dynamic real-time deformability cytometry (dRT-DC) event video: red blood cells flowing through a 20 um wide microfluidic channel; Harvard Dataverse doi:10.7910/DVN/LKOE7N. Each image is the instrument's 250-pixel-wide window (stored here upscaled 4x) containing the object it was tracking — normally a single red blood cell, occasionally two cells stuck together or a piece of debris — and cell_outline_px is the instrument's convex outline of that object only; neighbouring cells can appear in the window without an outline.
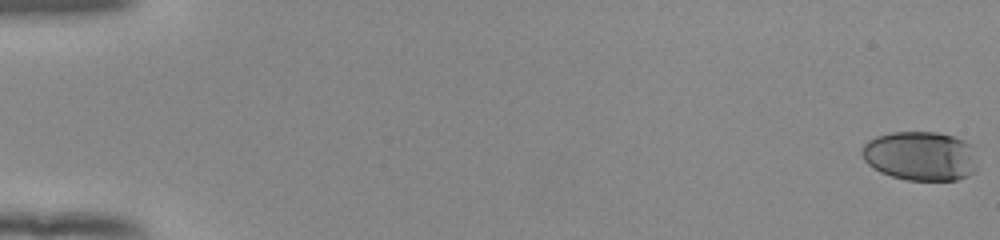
{"species": "human", "species_latin": "Homo sapiens", "temperature_condition": "room temperature", "stored_images_in_passage": 55, "camera_frame_rate_fps": 3000, "um_per_image_px": 0.085, "donor": {"sex": "female"}, "frame": {"image": 1, "passage_image": 1, "time_ms": 0.0, "image_size_px": [1000, 240], "cell_outline_px": [[976, 172], [968, 176], [956, 180], [908, 180], [892, 176], [880, 172], [872, 168], [864, 160], [860, 152], [860, 148], [868, 140], [876, 136], [892, 132], [936, 132], [952, 136], [964, 140], [972, 144], [976, 164]], "centroid_in_image_um": [78.22, 13.26], "position_along_channel_um": 6.8, "area_um2": 33.52}}
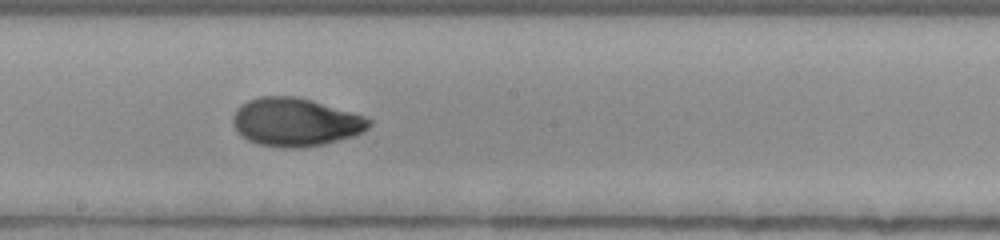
{"frame": {"image": 2, "passage_image": 32, "time_ms": 10.333, "image_size_px": [1000, 240], "cell_outline_px": [[372, 124], [364, 132], [356, 136], [324, 144], [300, 148], [284, 148], [256, 144], [240, 136], [236, 132], [232, 124], [232, 116], [236, 108], [240, 104], [248, 100], [260, 96], [296, 96], [312, 100], [364, 116], [372, 120]], "centroid_in_image_um": [25.09, 10.39], "position_along_channel_um": 223.1, "area_um2": 38.84}}
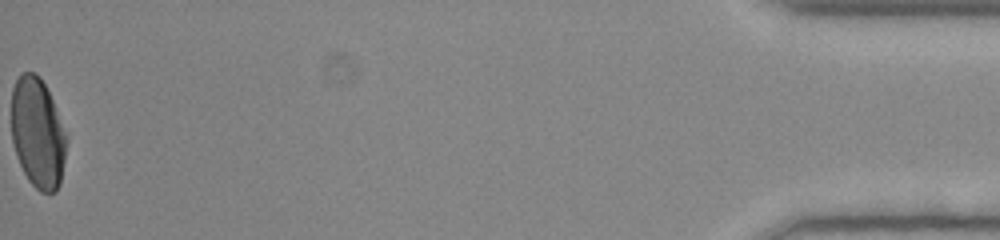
{"frame": {"image": 3, "passage_image": 55, "time_ms": 18.0, "image_size_px": [1000, 240], "cell_outline_px": [[68, 140], [60, 184], [56, 192], [40, 192], [28, 180], [16, 156], [12, 140], [12, 88], [20, 72], [36, 72], [40, 76], [52, 100], [68, 136]], "centroid_in_image_um": [3.21, 11.3], "position_along_channel_um": 432.0, "area_um2": 35.6}, "authors_computed_cell_mechanics": {"area_um2": 36.4718, "velocity_mm_per_s": 3.9301, "shape_relaxation_time_tau1_ms": 10.0484, "shape_relaxation_time_tau2_ms": 1.2369, "deformation_change_tau1": 0.2907, "deformation_change_tau2": 0.0461}}